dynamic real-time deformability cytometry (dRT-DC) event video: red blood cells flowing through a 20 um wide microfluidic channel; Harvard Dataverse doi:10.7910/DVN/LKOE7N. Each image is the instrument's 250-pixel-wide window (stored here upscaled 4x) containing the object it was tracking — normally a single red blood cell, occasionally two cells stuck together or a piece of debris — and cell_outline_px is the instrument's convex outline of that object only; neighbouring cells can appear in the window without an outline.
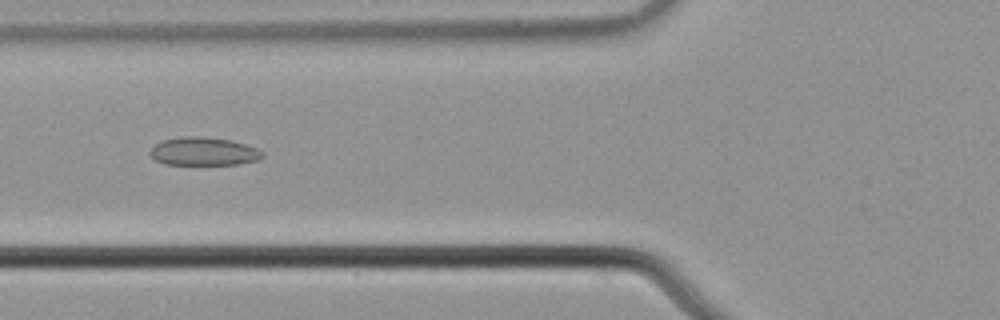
{"species": "common noctule bat (a hibernating species)", "species_latin": "Nyctalus noctula", "temperature_condition": "cold", "stored_images_in_passage": 6, "camera_frame_rate_fps": 3000, "um_per_image_px": 0.085, "animal": {"sex": "male", "body_mass_g": 21.5, "forearm_length_mm": 52.0}, "frame": {"image": 1, "passage_image": 5, "time_ms": 1.333, "image_size_px": [1000, 320], "cell_outline_px": [[264, 156], [260, 160], [240, 164], [164, 164], [156, 160], [148, 152], [160, 140], [180, 136], [204, 136], [232, 140], [256, 148], [264, 152]], "centroid_in_image_um": [17.32, 12.86], "position_along_channel_um": 108.5, "area_um2": 18.67}}
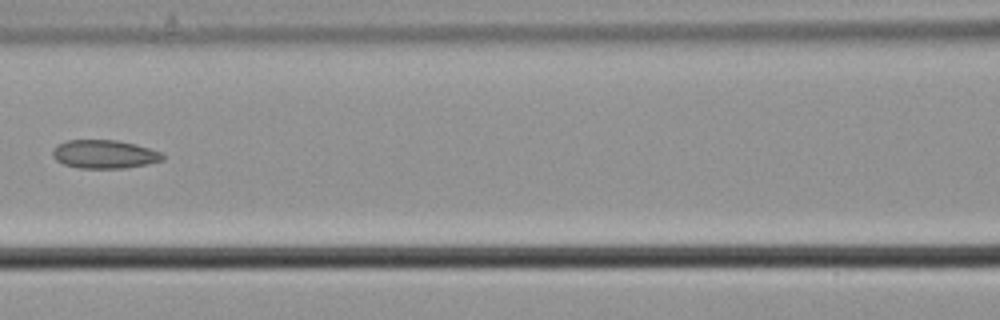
{"frame": {"image": 2, "passage_image": 6, "time_ms": 1.667, "image_size_px": [1000, 320], "cell_outline_px": [[164, 160], [148, 164], [124, 168], [76, 168], [64, 164], [56, 160], [52, 156], [52, 152], [60, 144], [68, 140], [116, 140], [136, 144], [160, 152], [164, 156]], "centroid_in_image_um": [8.89, 13.11], "position_along_channel_um": 157.7, "area_um2": 18.15}}